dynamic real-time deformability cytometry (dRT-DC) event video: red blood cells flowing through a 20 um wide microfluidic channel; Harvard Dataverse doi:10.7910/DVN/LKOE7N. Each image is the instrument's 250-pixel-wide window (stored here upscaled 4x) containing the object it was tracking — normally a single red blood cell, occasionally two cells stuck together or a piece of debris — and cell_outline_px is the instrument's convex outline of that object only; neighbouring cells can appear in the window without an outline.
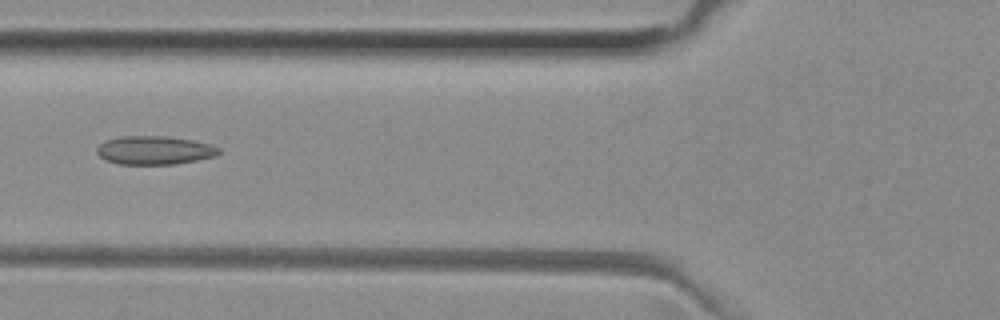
{"species": "common noctule bat (a hibernating species)", "species_latin": "Nyctalus noctula", "temperature_condition": "room temperature", "stored_images_in_passage": 38, "camera_frame_rate_fps": 3000, "um_per_image_px": 0.085, "animal": {"sex": "female", "body_mass_g": 29.2, "forearm_length_mm": 56.3}, "frame": {"image": 1, "passage_image": 6, "time_ms": 1.667, "image_size_px": [1000, 320], "cell_outline_px": [[220, 152], [216, 156], [176, 164], [116, 164], [104, 160], [96, 152], [96, 148], [104, 140], [120, 136], [168, 136], [192, 140], [208, 144], [220, 148]], "centroid_in_image_um": [13.09, 12.77], "position_along_channel_um": 112.7, "area_um2": 20.4}}
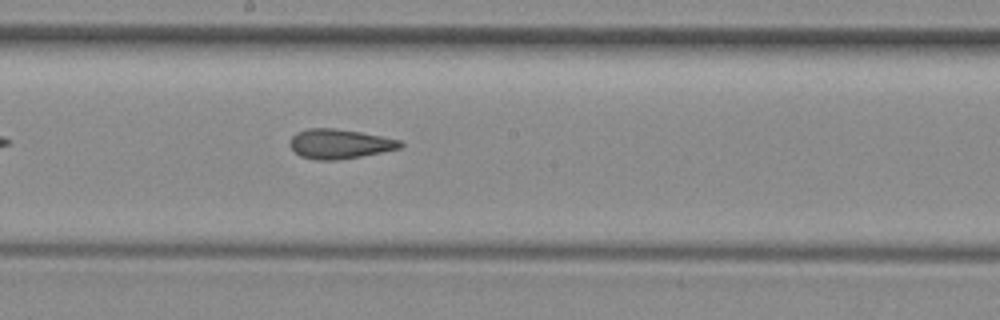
{"frame": {"image": 2, "passage_image": 14, "time_ms": 4.333, "image_size_px": [1000, 320], "cell_outline_px": [[404, 144], [400, 148], [360, 156], [336, 160], [320, 160], [300, 156], [288, 144], [292, 136], [296, 132], [308, 128], [332, 128], [360, 132], [384, 136], [400, 140]], "centroid_in_image_um": [28.85, 12.22], "position_along_channel_um": 219.3, "area_um2": 18.9}}
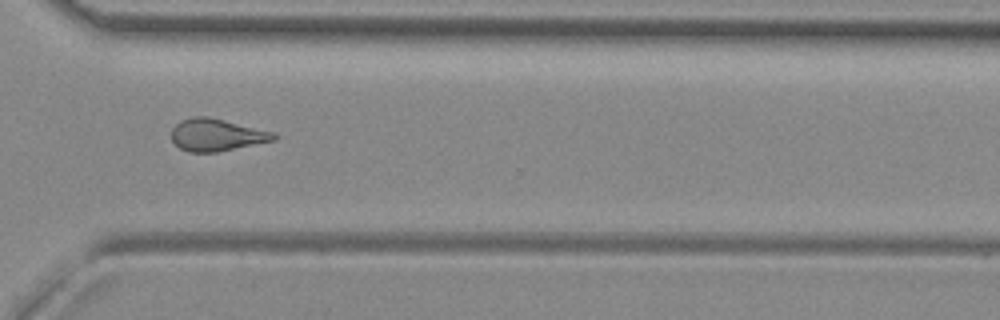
{"frame": {"image": 3, "passage_image": 24, "time_ms": 7.667, "image_size_px": [1000, 320], "cell_outline_px": [[280, 136], [276, 140], [216, 152], [188, 152], [180, 148], [172, 140], [172, 128], [180, 120], [192, 116], [208, 116], [276, 132]], "centroid_in_image_um": [18.45, 11.45], "position_along_channel_um": 352.2, "area_um2": 19.42}, "authors_computed_cell_mechanics": {"area_um2": 19.2185, "velocity_mm_per_s": 3.9928, "shape_relaxation_time_tau1_ms": null, "shape_relaxation_time_tau2_ms": 2.8487, "deformation_change_tau1": null, "deformation_change_tau2": 0.1196}}